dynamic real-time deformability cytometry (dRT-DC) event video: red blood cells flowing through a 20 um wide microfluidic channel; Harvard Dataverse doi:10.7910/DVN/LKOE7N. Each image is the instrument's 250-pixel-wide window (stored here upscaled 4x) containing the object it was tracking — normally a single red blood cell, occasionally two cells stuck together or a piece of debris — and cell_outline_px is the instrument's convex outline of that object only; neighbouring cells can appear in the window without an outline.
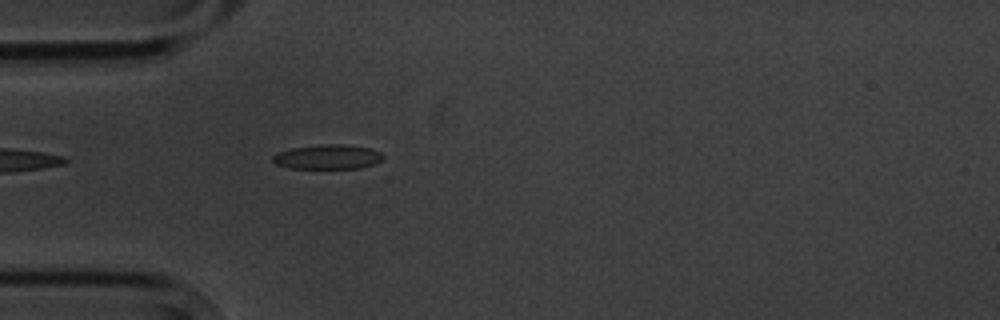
{"species": "common noctule bat (a hibernating species)", "species_latin": "Nyctalus noctula", "temperature_condition": "cold", "stored_images_in_passage": 2, "camera_frame_rate_fps": 3000, "um_per_image_px": 0.085, "animal": {"sex": "male", "body_mass_g": 20.1, "forearm_length_mm": 53.5}, "frame": {"image": 1, "passage_image": 2, "time_ms": 1.333, "image_size_px": [1000, 320], "cell_outline_px": [[384, 156], [380, 160], [372, 164], [360, 168], [292, 168], [276, 164], [272, 160], [272, 156], [276, 152], [292, 148], [328, 144], [344, 144], [372, 148], [380, 152]], "centroid_in_image_um": [27.85, 13.33], "position_along_channel_um": 57.2, "area_um2": 15.66}}